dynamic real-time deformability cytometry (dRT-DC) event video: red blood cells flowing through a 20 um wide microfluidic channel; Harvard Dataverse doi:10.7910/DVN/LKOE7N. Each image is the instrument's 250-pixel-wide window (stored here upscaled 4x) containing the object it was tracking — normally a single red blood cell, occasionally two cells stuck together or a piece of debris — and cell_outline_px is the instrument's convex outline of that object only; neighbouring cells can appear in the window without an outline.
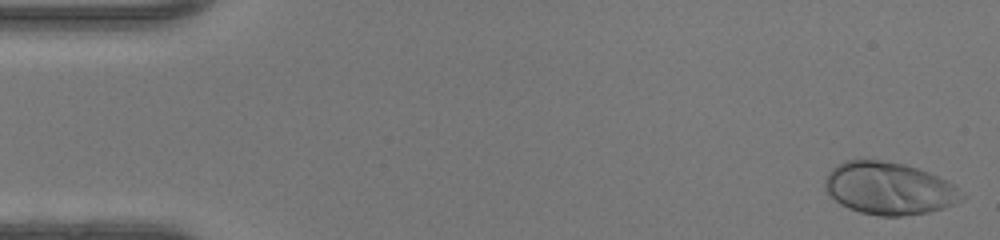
{"species": "human", "species_latin": "Homo sapiens", "temperature_condition": "warm", "stored_images_in_passage": 48, "camera_frame_rate_fps": 3000, "um_per_image_px": 0.085, "donor": {"sex": "female"}, "frame": {"image": 1, "passage_image": 2, "time_ms": 0.333, "image_size_px": [1000, 240], "cell_outline_px": [[968, 196], [964, 200], [928, 212], [900, 216], [880, 216], [860, 212], [848, 208], [840, 204], [824, 188], [824, 180], [828, 172], [832, 168], [844, 160], [880, 160], [904, 164], [928, 172], [952, 184]], "centroid_in_image_um": [75.55, 16.01], "position_along_channel_um": 9.4, "area_um2": 41.62}}
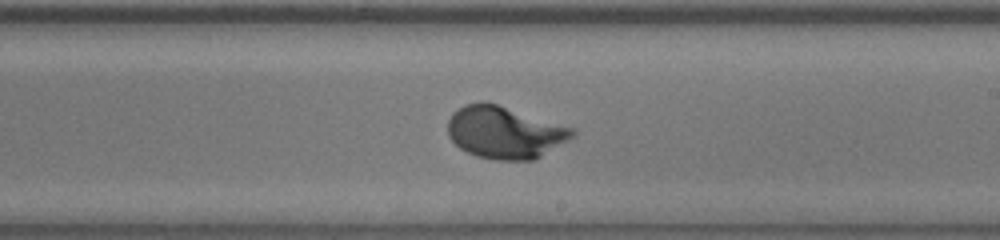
{"frame": {"image": 2, "passage_image": 28, "time_ms": 9.0, "image_size_px": [1000, 240], "cell_outline_px": [[576, 136], [536, 160], [496, 160], [476, 156], [460, 148], [448, 136], [448, 120], [452, 112], [464, 104], [480, 100], [484, 100], [576, 128]], "centroid_in_image_um": [42.93, 11.24], "position_along_channel_um": 246.1, "area_um2": 38.55}}
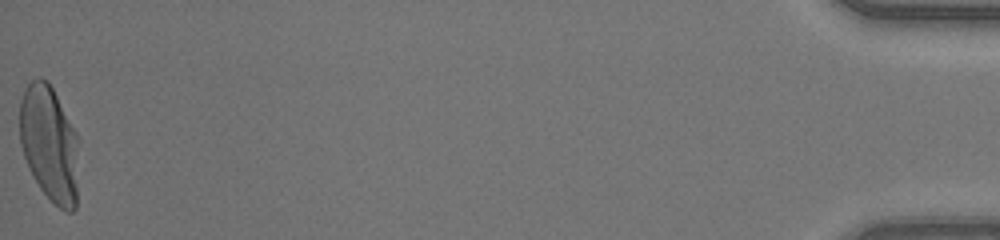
{"frame": {"image": 3, "passage_image": 48, "time_ms": 15.667, "image_size_px": [1000, 240], "cell_outline_px": [[80, 140], [76, 208], [72, 212], [64, 212], [40, 188], [28, 168], [20, 144], [20, 100], [24, 88], [32, 80], [40, 76], [48, 80], [76, 132]], "centroid_in_image_um": [4.22, 12.21], "position_along_channel_um": 431.0, "area_um2": 40.52}, "authors_computed_cell_mechanics": {"area_um2": 37.8301, "velocity_mm_per_s": 4.3601, "shape_relaxation_time_tau1_ms": 2.5064, "shape_relaxation_time_tau2_ms": null, "deformation_change_tau1": 0.2127, "deformation_change_tau2": null}}